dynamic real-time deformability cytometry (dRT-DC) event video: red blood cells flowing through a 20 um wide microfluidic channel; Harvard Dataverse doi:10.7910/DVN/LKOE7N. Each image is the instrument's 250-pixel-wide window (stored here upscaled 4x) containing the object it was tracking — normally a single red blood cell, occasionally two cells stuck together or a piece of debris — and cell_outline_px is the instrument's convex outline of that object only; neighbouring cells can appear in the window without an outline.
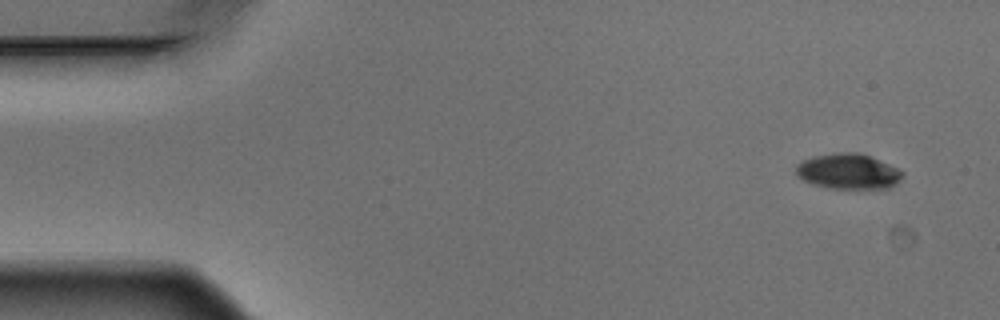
{"species": "Egyptian fruit bat (a non-hibernating species)", "species_latin": "Rousettus aegyptiacus", "temperature_condition": "warm", "stored_images_in_passage": 5, "camera_frame_rate_fps": 3000, "um_per_image_px": 0.085, "animal": {"sex": "male"}, "frame": {"image": 1, "passage_image": 1, "time_ms": 0.0, "image_size_px": [1000, 320], "cell_outline_px": [[904, 176], [896, 184], [888, 188], [828, 188], [812, 184], [796, 176], [796, 164], [800, 160], [812, 156], [836, 152], [860, 152], [872, 156], [900, 168], [904, 172]], "centroid_in_image_um": [72.11, 14.55], "position_along_channel_um": 12.9, "area_um2": 22.48}}